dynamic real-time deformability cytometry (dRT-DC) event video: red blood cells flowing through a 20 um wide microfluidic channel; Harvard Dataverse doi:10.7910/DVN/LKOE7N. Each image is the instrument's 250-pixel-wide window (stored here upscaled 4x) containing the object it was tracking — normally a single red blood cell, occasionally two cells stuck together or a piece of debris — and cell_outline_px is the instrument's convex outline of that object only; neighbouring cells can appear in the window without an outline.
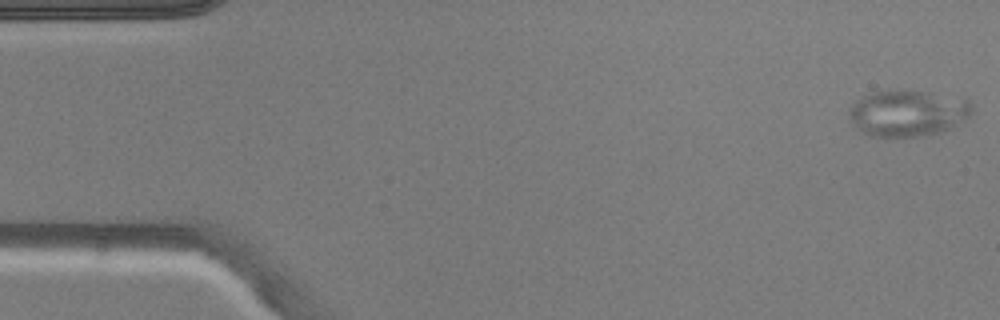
{"species": "common noctule bat (a hibernating species)", "species_latin": "Nyctalus noctula", "temperature_condition": "warm", "stored_images_in_passage": 5, "camera_frame_rate_fps": 3000, "um_per_image_px": 0.085, "animal": {"sex": "male", "body_mass_g": 20.5, "forearm_length_mm": 52.5}, "frame": {"image": 1, "passage_image": 1, "time_ms": 0.0, "image_size_px": [1000, 320], "cell_outline_px": [[972, 112], [968, 116], [952, 128], [940, 132], [924, 136], [868, 136], [860, 132], [852, 124], [848, 112], [852, 104], [860, 96], [872, 92], [888, 88], [928, 92], [964, 96], [972, 104]], "centroid_in_image_um": [77.14, 9.58], "position_along_channel_um": 7.9, "area_um2": 34.04}}